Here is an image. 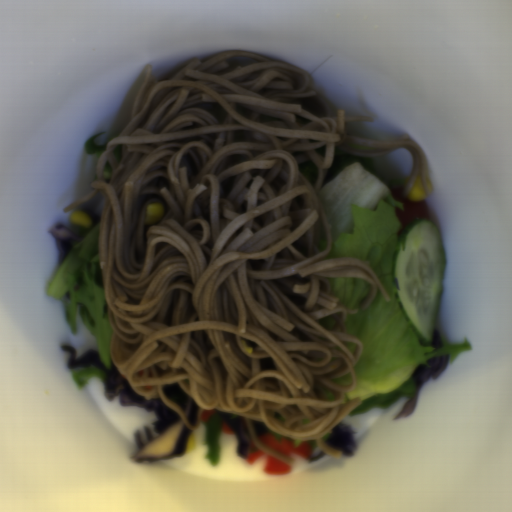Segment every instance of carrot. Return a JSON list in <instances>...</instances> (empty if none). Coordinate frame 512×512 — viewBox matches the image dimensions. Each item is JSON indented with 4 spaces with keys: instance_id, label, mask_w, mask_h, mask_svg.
<instances>
[{
    "instance_id": "b8716197",
    "label": "carrot",
    "mask_w": 512,
    "mask_h": 512,
    "mask_svg": "<svg viewBox=\"0 0 512 512\" xmlns=\"http://www.w3.org/2000/svg\"><path fill=\"white\" fill-rule=\"evenodd\" d=\"M267 447L278 453L279 455L283 456L284 458L288 459L290 458V455L297 454L301 455L306 459V461L311 456L312 451V445L310 442H304L301 445L297 446L290 440L283 437L282 440L277 439L272 434H263L259 438Z\"/></svg>"
},
{
    "instance_id": "07d2c1c8",
    "label": "carrot",
    "mask_w": 512,
    "mask_h": 512,
    "mask_svg": "<svg viewBox=\"0 0 512 512\" xmlns=\"http://www.w3.org/2000/svg\"><path fill=\"white\" fill-rule=\"evenodd\" d=\"M214 412L215 409H203L201 413V421H203L204 423L207 422L209 419L212 418Z\"/></svg>"
},
{
    "instance_id": "1c9b5961",
    "label": "carrot",
    "mask_w": 512,
    "mask_h": 512,
    "mask_svg": "<svg viewBox=\"0 0 512 512\" xmlns=\"http://www.w3.org/2000/svg\"><path fill=\"white\" fill-rule=\"evenodd\" d=\"M262 456H264V451H262L261 449L258 448L250 453H247L245 459L248 462V464L250 465V464H253L255 461H257Z\"/></svg>"
},
{
    "instance_id": "79d8ee17",
    "label": "carrot",
    "mask_w": 512,
    "mask_h": 512,
    "mask_svg": "<svg viewBox=\"0 0 512 512\" xmlns=\"http://www.w3.org/2000/svg\"><path fill=\"white\" fill-rule=\"evenodd\" d=\"M220 432H223L225 434H237L233 429L232 427L230 426V424L227 422V423H224V424H221V428H220Z\"/></svg>"
},
{
    "instance_id": "cead05ca",
    "label": "carrot",
    "mask_w": 512,
    "mask_h": 512,
    "mask_svg": "<svg viewBox=\"0 0 512 512\" xmlns=\"http://www.w3.org/2000/svg\"><path fill=\"white\" fill-rule=\"evenodd\" d=\"M290 470V465L281 461L277 457L267 455L266 463L262 471H264L267 474H283L289 473Z\"/></svg>"
}]
</instances>
